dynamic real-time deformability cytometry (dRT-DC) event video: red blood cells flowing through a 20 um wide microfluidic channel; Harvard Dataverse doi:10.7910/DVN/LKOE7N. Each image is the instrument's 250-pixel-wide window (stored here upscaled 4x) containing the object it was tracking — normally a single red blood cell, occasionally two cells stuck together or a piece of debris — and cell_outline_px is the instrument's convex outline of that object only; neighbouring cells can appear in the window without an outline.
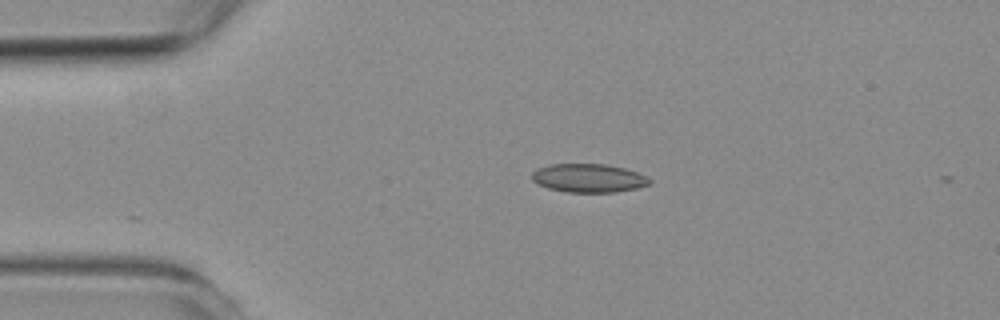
{"species": "common noctule bat (a hibernating species)", "species_latin": "Nyctalus noctula", "temperature_condition": "room temperature", "stored_images_in_passage": 4, "camera_frame_rate_fps": 3000, "um_per_image_px": 0.085, "animal": {"sex": "female", "body_mass_g": 19.3, "forearm_length_mm": 54.1}, "frame": {"image": 1, "passage_image": 1, "time_ms": 0.0, "image_size_px": [1000, 320], "cell_outline_px": [[652, 184], [636, 188], [616, 192], [568, 192], [548, 188], [536, 184], [532, 180], [532, 172], [536, 168], [548, 164], [604, 164], [624, 168], [648, 176], [652, 180]], "centroid_in_image_um": [50.02, 15.13], "position_along_channel_um": 35.0, "area_um2": 19.77}}